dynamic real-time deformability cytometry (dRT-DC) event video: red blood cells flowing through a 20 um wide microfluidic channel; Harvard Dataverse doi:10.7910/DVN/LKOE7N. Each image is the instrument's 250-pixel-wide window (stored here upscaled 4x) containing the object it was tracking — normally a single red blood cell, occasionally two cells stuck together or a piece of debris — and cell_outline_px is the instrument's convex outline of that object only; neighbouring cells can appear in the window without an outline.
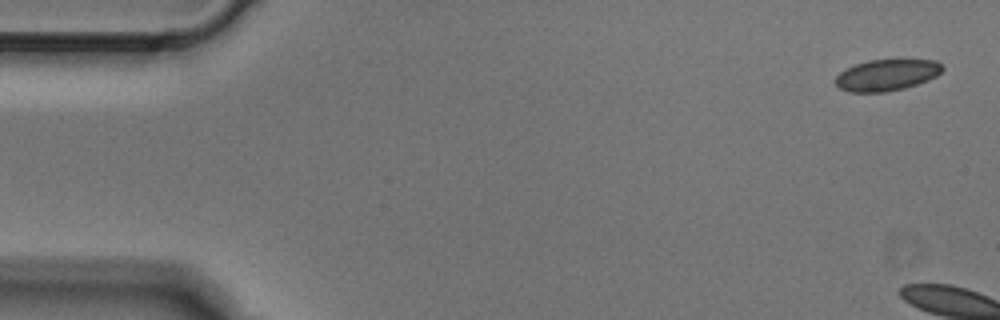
{"species": "Egyptian fruit bat (a non-hibernating species)", "species_latin": "Rousettus aegyptiacus", "temperature_condition": "cold", "stored_images_in_passage": 6, "camera_frame_rate_fps": 3000, "um_per_image_px": 0.085, "animal": {"sex": "male"}, "frame": {"image": 1, "passage_image": 1, "time_ms": 0.0, "image_size_px": [1000, 320], "cell_outline_px": [[944, 68], [936, 76], [928, 80], [904, 88], [884, 92], [848, 92], [840, 88], [836, 84], [836, 76], [840, 72], [856, 64], [868, 60], [936, 60]], "centroid_in_image_um": [75.37, 6.38], "position_along_channel_um": 9.6, "area_um2": 19.31}}